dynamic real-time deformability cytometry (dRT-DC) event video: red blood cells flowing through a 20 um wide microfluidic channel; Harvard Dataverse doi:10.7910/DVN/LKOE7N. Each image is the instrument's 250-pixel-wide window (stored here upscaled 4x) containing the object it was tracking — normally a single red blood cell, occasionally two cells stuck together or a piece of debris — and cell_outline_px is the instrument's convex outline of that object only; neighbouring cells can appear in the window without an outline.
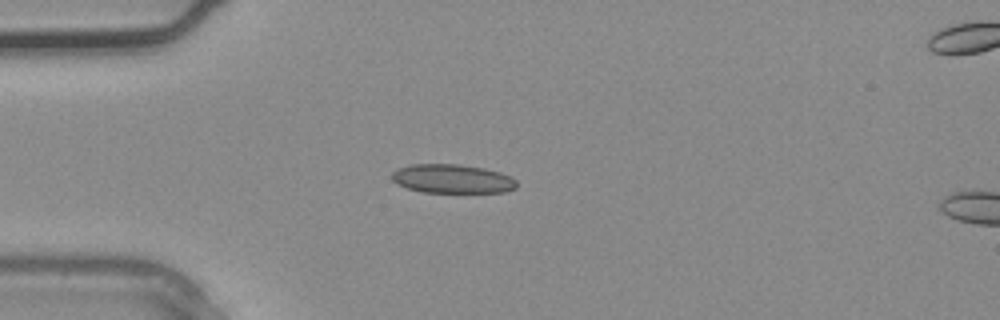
{"species": "common noctule bat (a hibernating species)", "species_latin": "Nyctalus noctula", "temperature_condition": "warm", "stored_images_in_passage": 4, "camera_frame_rate_fps": 3000, "um_per_image_px": 0.085, "animal": {"sex": "male", "body_mass_g": 20.4}, "frame": {"image": 1, "passage_image": 3, "time_ms": 0.667, "image_size_px": [1000, 320], "cell_outline_px": [[516, 188], [504, 192], [424, 192], [408, 188], [396, 184], [392, 180], [392, 172], [400, 168], [412, 164], [456, 164], [484, 168], [500, 172], [516, 180]], "centroid_in_image_um": [38.43, 15.2], "position_along_channel_um": 46.6, "area_um2": 20.87}}